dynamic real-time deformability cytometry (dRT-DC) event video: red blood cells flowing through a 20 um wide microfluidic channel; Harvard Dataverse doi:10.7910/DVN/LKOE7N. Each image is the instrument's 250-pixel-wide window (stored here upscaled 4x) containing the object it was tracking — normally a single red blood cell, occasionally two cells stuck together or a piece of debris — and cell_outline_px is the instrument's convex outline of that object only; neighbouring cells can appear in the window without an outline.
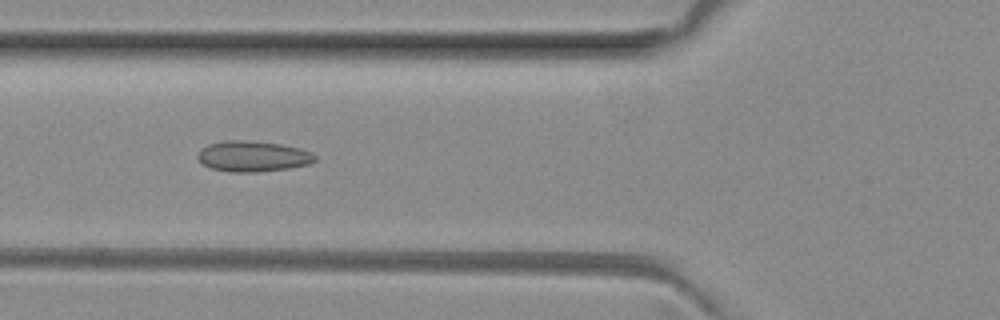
{"species": "common noctule bat (a hibernating species)", "species_latin": "Nyctalus noctula", "temperature_condition": "room temperature", "stored_images_in_passage": 32, "camera_frame_rate_fps": 3000, "um_per_image_px": 0.085, "animal": {"sex": "female", "body_mass_g": 29.2, "forearm_length_mm": 56.3}, "frame": {"image": 1, "passage_image": 8, "time_ms": 2.333, "image_size_px": [1000, 320], "cell_outline_px": [[316, 160], [308, 164], [288, 168], [256, 172], [228, 172], [212, 168], [204, 164], [196, 156], [208, 144], [224, 140], [248, 140], [280, 144], [300, 148], [312, 152], [316, 156]], "centroid_in_image_um": [21.51, 13.28], "position_along_channel_um": 104.3, "area_um2": 20.87}}
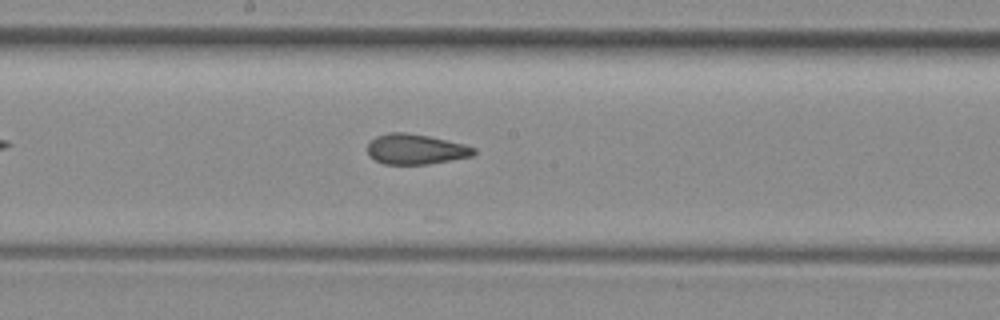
{"frame": {"image": 2, "passage_image": 16, "time_ms": 5.0, "image_size_px": [1000, 320], "cell_outline_px": [[476, 152], [472, 156], [428, 164], [384, 164], [368, 156], [368, 144], [376, 136], [388, 132], [404, 132], [428, 136], [464, 144], [476, 148]], "centroid_in_image_um": [35.32, 12.68], "position_along_channel_um": 212.9, "area_um2": 18.67}}
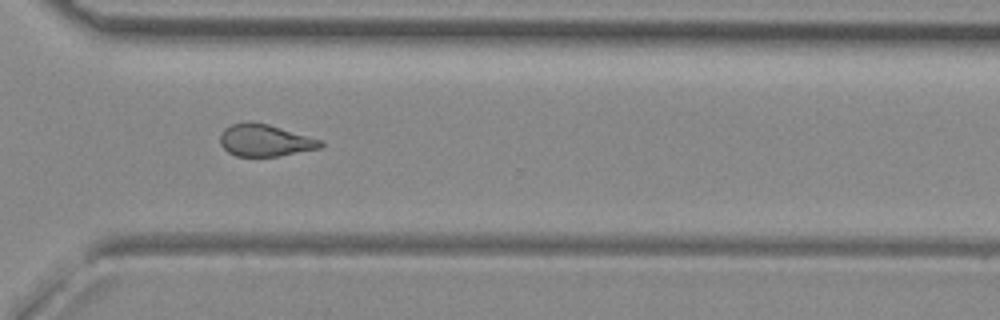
{"frame": {"image": 3, "passage_image": 26, "time_ms": 8.333, "image_size_px": [1000, 320], "cell_outline_px": [[324, 144], [320, 148], [276, 156], [236, 156], [228, 152], [220, 144], [220, 132], [224, 128], [232, 124], [248, 120], [252, 120], [268, 124], [320, 140]], "centroid_in_image_um": [22.45, 11.91], "position_along_channel_um": 348.1, "area_um2": 18.67}, "authors_computed_cell_mechanics": {"area_um2": 19.1029, "velocity_mm_per_s": 4.071, "shape_relaxation_time_tau1_ms": null, "shape_relaxation_time_tau2_ms": 1.6521, "deformation_change_tau1": null, "deformation_change_tau2": 0.0854}}